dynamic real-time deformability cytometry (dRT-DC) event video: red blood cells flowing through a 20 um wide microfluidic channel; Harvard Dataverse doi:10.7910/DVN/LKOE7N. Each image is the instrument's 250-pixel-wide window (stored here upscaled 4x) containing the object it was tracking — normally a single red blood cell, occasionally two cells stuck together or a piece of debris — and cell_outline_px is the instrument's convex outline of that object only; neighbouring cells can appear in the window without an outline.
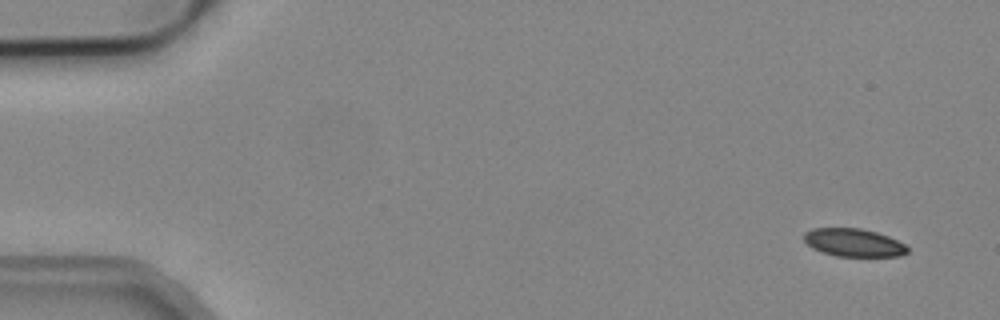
{"species": "common noctule bat (a hibernating species)", "species_latin": "Nyctalus noctula", "temperature_condition": "cold", "stored_images_in_passage": 5, "segment_of_instrument_passage": [1, 2], "camera_frame_rate_fps": 3000, "um_per_image_px": 0.085, "animal": {"sex": "male", "body_mass_g": 19.2, "forearm_length_mm": 51.8}, "frame": {"image": 1, "passage_image": 1, "time_ms": 0.0, "image_size_px": [1000, 320], "cell_outline_px": [[908, 252], [900, 256], [836, 256], [812, 248], [804, 240], [804, 232], [812, 228], [860, 228], [876, 232], [888, 236], [904, 244], [908, 248]], "centroid_in_image_um": [72.55, 20.61], "position_along_channel_um": 12.5, "area_um2": 16.76}}
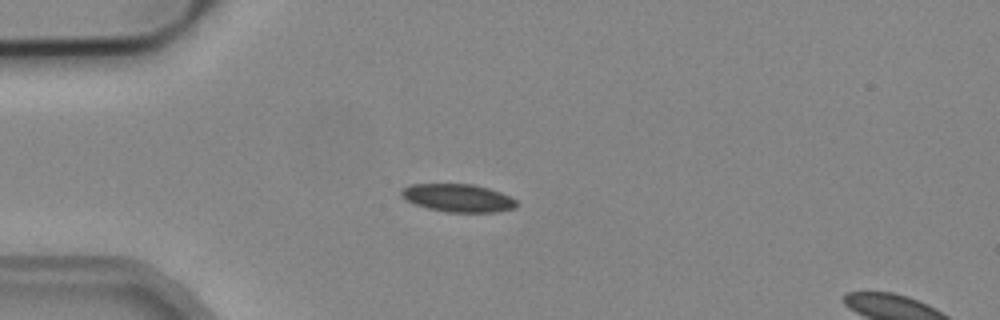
{"frame": {"image": 2, "passage_image": 4, "time_ms": 1.0, "image_size_px": [1000, 320], "cell_outline_px": [[516, 208], [496, 212], [448, 212], [428, 208], [416, 204], [400, 196], [400, 192], [404, 188], [412, 184], [472, 184], [488, 188], [500, 192], [516, 200]], "centroid_in_image_um": [38.94, 16.83], "position_along_channel_um": 46.1, "area_um2": 18.55}}